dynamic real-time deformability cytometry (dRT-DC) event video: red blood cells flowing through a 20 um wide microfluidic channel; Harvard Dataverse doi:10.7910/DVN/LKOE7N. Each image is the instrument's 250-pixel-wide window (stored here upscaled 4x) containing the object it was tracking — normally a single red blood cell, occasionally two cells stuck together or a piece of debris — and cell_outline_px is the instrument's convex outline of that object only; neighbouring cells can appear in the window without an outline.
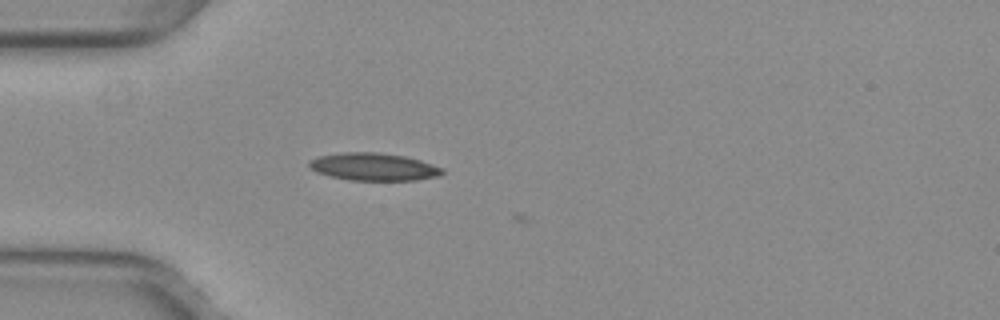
{"species": "common noctule bat (a hibernating species)", "species_latin": "Nyctalus noctula", "temperature_condition": "warm", "stored_images_in_passage": 5, "camera_frame_rate_fps": 3000, "um_per_image_px": 0.085, "animal": {"sex": "female", "body_mass_g": 29.2, "forearm_length_mm": 56.3}, "frame": {"image": 1, "passage_image": 4, "time_ms": 1.0, "image_size_px": [1000, 320], "cell_outline_px": [[444, 172], [440, 176], [416, 180], [348, 180], [316, 172], [308, 164], [308, 160], [320, 156], [344, 152], [376, 152], [404, 156], [420, 160], [444, 168]], "centroid_in_image_um": [31.79, 14.18], "position_along_channel_um": 53.2, "area_um2": 21.33}}